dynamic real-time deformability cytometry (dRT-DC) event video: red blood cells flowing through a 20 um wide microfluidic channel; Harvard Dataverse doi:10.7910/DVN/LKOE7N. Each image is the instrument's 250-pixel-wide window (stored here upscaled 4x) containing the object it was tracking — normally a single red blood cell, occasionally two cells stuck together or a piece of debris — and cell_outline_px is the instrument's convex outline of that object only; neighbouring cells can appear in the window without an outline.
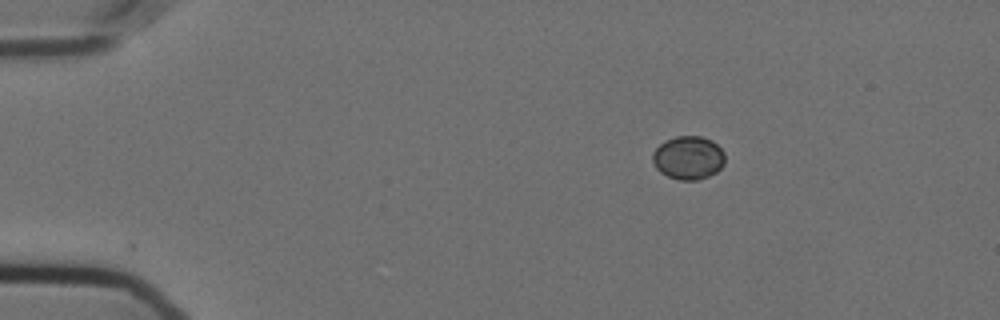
{"species": "Egyptian fruit bat (a non-hibernating species)", "species_latin": "Rousettus aegyptiacus", "temperature_condition": "cold", "stored_images_in_passage": 46, "camera_frame_rate_fps": 3000, "um_per_image_px": 0.085, "animal": {"sex": "female"}, "frame": {"image": 1, "passage_image": 1, "time_ms": 0.0, "image_size_px": [1000, 320], "cell_outline_px": [[724, 164], [716, 172], [708, 176], [696, 180], [680, 180], [668, 176], [660, 172], [656, 168], [652, 160], [652, 152], [664, 140], [676, 136], [700, 136], [712, 140], [724, 152]], "centroid_in_image_um": [58.49, 13.4], "position_along_channel_um": 26.5, "area_um2": 18.32}}
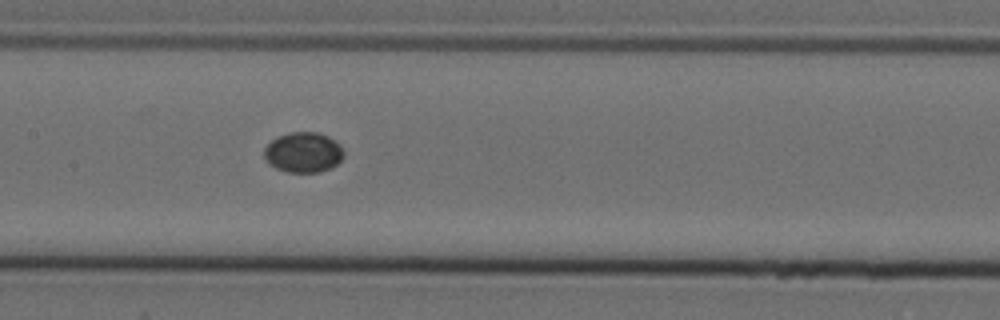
{"frame": {"image": 2, "passage_image": 20, "time_ms": 6.333, "image_size_px": [1000, 320], "cell_outline_px": [[344, 156], [336, 164], [320, 172], [288, 172], [276, 168], [268, 164], [264, 156], [264, 148], [276, 136], [288, 132], [316, 132], [328, 136], [340, 144], [344, 152]], "centroid_in_image_um": [25.76, 12.94], "position_along_channel_um": 181.6, "area_um2": 18.73}}
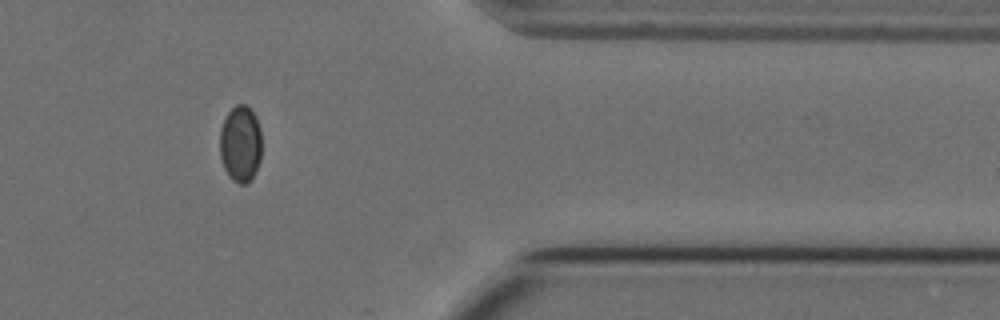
{"frame": {"image": 3, "passage_image": 39, "time_ms": 12.667, "image_size_px": [1000, 320], "cell_outline_px": [[260, 160], [252, 176], [244, 184], [240, 184], [232, 180], [228, 176], [224, 168], [220, 156], [220, 132], [224, 120], [228, 112], [236, 104], [244, 104], [256, 116], [260, 128]], "centroid_in_image_um": [20.42, 12.22], "position_along_channel_um": 391.0, "area_um2": 18.44}}